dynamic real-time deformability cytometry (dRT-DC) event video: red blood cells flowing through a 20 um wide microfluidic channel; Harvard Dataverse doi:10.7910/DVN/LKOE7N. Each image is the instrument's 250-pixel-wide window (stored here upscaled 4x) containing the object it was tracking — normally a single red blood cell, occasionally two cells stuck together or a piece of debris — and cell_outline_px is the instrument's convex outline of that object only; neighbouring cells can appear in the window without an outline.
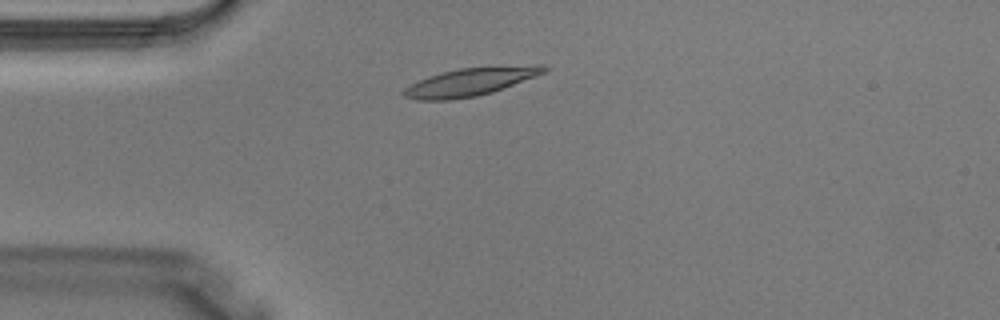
{"species": "Egyptian fruit bat (a non-hibernating species)", "species_latin": "Rousettus aegyptiacus", "temperature_condition": "warm", "stored_images_in_passage": 1, "camera_frame_rate_fps": 3000, "um_per_image_px": 0.085, "animal": {"sex": "male"}, "frame": {"image": 1, "passage_image": 1, "time_ms": 0.0, "image_size_px": [1000, 320], "cell_outline_px": [[548, 68], [544, 72], [536, 76], [492, 92], [476, 96], [448, 100], [416, 100], [404, 96], [404, 88], [428, 76], [460, 68], [536, 64], [544, 64]], "centroid_in_image_um": [40.01, 6.95], "position_along_channel_um": 45.0, "area_um2": 22.6}}